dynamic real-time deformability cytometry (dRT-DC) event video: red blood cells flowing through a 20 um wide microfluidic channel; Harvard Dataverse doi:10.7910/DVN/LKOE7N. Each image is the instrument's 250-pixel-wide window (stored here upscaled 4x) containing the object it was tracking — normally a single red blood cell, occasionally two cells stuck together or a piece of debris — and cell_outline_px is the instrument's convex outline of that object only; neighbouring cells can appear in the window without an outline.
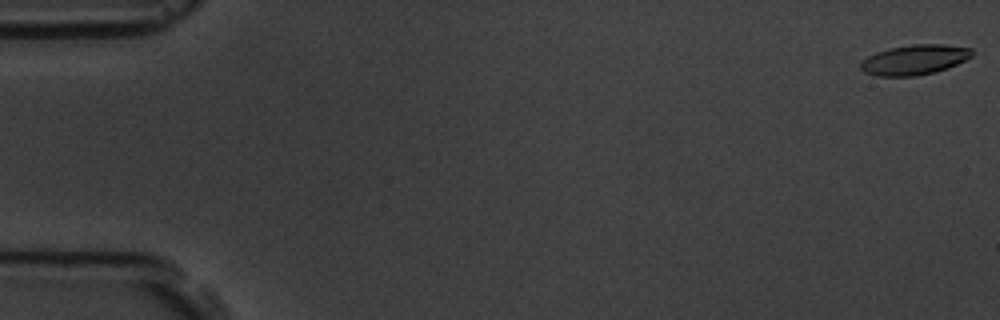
{"species": "common noctule bat (a hibernating species)", "species_latin": "Nyctalus noctula", "temperature_condition": "room temperature", "stored_images_in_passage": 7, "camera_frame_rate_fps": 3000, "um_per_image_px": 0.085, "animal": {"sex": "male", "body_mass_g": 19.5, "forearm_length_mm": 54.6}, "frame": {"image": 1, "passage_image": 1, "time_ms": 0.0, "image_size_px": [1000, 320], "cell_outline_px": [[976, 52], [972, 56], [948, 68], [916, 76], [876, 76], [864, 72], [860, 68], [860, 64], [868, 56], [876, 52], [888, 48], [912, 44], [944, 44], [972, 48]], "centroid_in_image_um": [77.75, 5.07], "position_along_channel_um": 7.3, "area_um2": 19.54}}
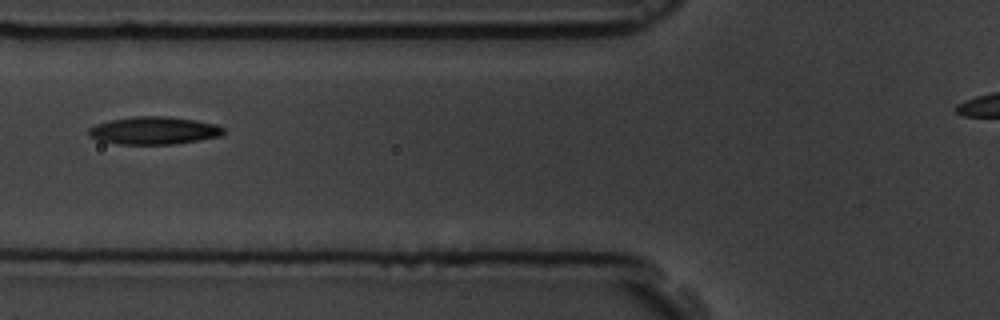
{"frame": {"image": 2, "passage_image": 7, "time_ms": 7.0, "image_size_px": [1000, 320], "cell_outline_px": [[224, 132], [220, 136], [200, 140], [176, 144], [116, 144], [100, 140], [92, 136], [88, 132], [88, 128], [96, 124], [108, 120], [136, 116], [168, 116], [196, 120], [216, 124], [224, 128]], "centroid_in_image_um": [13.1, 11.09], "position_along_channel_um": 112.7, "area_um2": 21.79}}